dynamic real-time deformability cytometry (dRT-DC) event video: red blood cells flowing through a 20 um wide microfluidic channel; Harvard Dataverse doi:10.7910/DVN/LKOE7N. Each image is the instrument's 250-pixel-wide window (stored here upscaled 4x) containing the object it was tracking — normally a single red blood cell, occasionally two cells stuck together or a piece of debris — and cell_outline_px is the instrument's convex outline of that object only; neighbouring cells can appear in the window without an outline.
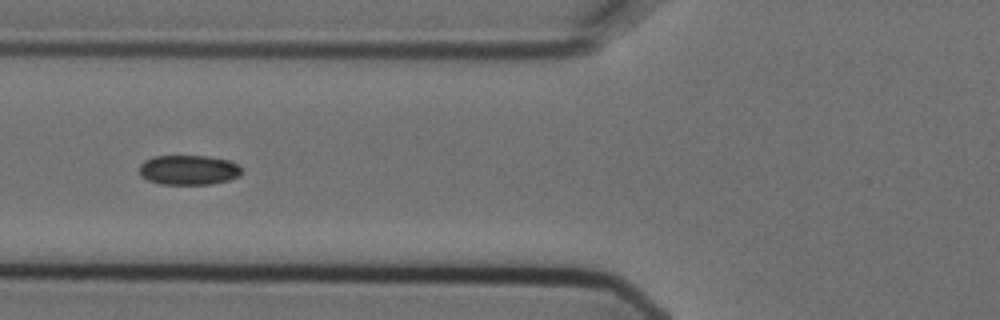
{"species": "Egyptian fruit bat (a non-hibernating species)", "species_latin": "Rousettus aegyptiacus", "temperature_condition": "cold", "stored_images_in_passage": 10, "camera_frame_rate_fps": 3000, "um_per_image_px": 0.085, "animal": {"sex": "female"}, "frame": {"image": 1, "passage_image": 6, "time_ms": 1.667, "image_size_px": [1000, 320], "cell_outline_px": [[240, 176], [228, 180], [212, 184], [160, 184], [148, 180], [140, 176], [140, 164], [144, 160], [152, 156], [208, 156], [228, 160], [236, 164], [240, 168]], "centroid_in_image_um": [15.99, 14.44], "position_along_channel_um": 109.8, "area_um2": 17.74}}
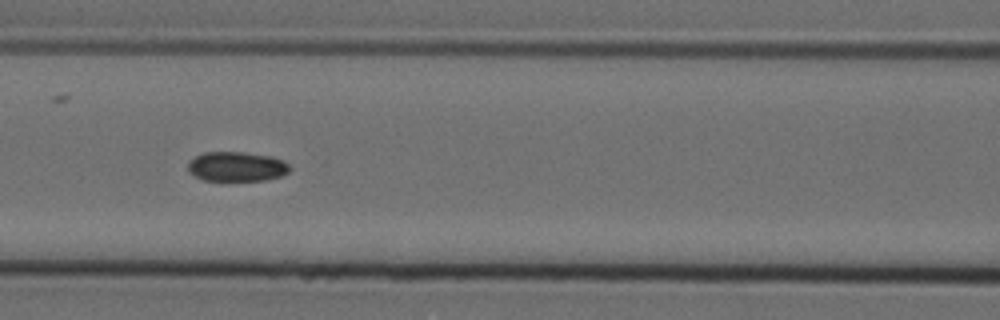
{"frame": {"image": 2, "passage_image": 7, "time_ms": 2.0, "image_size_px": [1000, 320], "cell_outline_px": [[288, 172], [280, 176], [264, 180], [204, 180], [188, 172], [188, 160], [204, 152], [244, 152], [272, 156], [284, 160], [288, 164]], "centroid_in_image_um": [20.09, 14.14], "position_along_channel_um": 146.5, "area_um2": 17.51}}
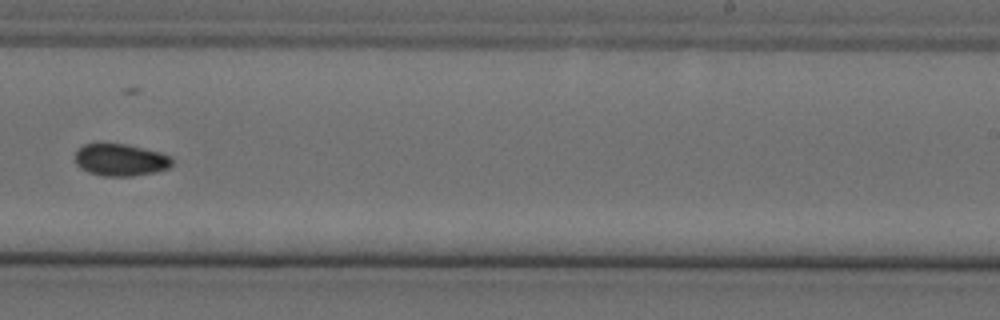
{"frame": {"image": 3, "passage_image": 10, "time_ms": 3.0, "image_size_px": [1000, 320], "cell_outline_px": [[176, 160], [168, 168], [156, 172], [132, 176], [100, 176], [88, 172], [80, 168], [76, 164], [76, 148], [84, 144], [100, 140], [128, 144], [160, 152], [172, 156]], "centroid_in_image_um": [10.22, 13.54], "position_along_channel_um": 278.8, "area_um2": 19.07}}